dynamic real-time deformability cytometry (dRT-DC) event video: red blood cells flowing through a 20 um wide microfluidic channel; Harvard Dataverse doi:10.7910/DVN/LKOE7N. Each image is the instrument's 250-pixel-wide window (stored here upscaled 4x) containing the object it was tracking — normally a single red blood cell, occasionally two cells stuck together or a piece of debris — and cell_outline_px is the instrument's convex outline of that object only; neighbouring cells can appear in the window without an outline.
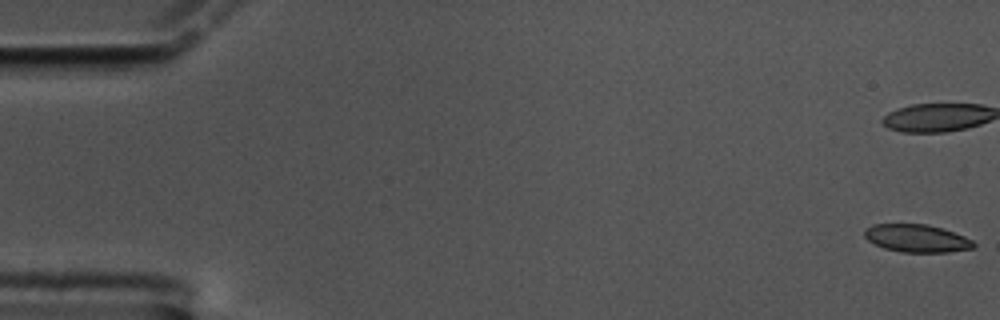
{"species": "common noctule bat (a hibernating species)", "species_latin": "Nyctalus noctula", "temperature_condition": "cold", "stored_images_in_passage": 10, "camera_frame_rate_fps": 3000, "um_per_image_px": 0.085, "animal": {"sex": "male", "body_mass_g": 17.5, "forearm_length_mm": 52.3}, "frame": {"image": 1, "passage_image": 1, "time_ms": 0.0, "image_size_px": [1000, 320], "cell_outline_px": [[976, 244], [972, 248], [948, 252], [900, 252], [884, 248], [868, 240], [864, 236], [864, 228], [872, 224], [928, 224], [964, 236], [972, 240]], "centroid_in_image_um": [77.89, 20.25], "position_along_channel_um": 7.1, "area_um2": 17.57}}